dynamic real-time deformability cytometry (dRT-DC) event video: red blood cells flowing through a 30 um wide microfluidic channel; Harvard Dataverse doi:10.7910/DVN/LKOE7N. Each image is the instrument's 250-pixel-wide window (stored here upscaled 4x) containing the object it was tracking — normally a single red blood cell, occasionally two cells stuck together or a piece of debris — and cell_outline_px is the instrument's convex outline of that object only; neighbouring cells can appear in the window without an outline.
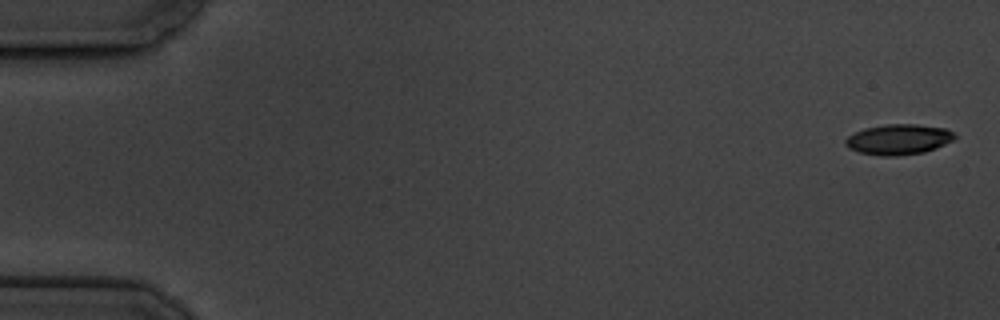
{"species": "common noctule bat (a hibernating species)", "species_latin": "Nyctalus noctula", "temperature_condition": "cold", "stored_images_in_passage": 6, "camera_frame_rate_fps": 3000, "um_per_image_px": 0.085, "animal": {"sex": "male", "body_mass_g": 19.5, "forearm_length_mm": 54.6}, "frame": {"image": 1, "passage_image": 1, "time_ms": 0.0, "image_size_px": [1000, 320], "cell_outline_px": [[956, 140], [936, 148], [924, 152], [896, 156], [880, 156], [860, 152], [848, 148], [844, 144], [844, 140], [848, 136], [864, 128], [888, 124], [916, 124], [944, 128], [952, 132], [956, 136]], "centroid_in_image_um": [76.38, 11.85], "position_along_channel_um": 8.6, "area_um2": 19.42}}